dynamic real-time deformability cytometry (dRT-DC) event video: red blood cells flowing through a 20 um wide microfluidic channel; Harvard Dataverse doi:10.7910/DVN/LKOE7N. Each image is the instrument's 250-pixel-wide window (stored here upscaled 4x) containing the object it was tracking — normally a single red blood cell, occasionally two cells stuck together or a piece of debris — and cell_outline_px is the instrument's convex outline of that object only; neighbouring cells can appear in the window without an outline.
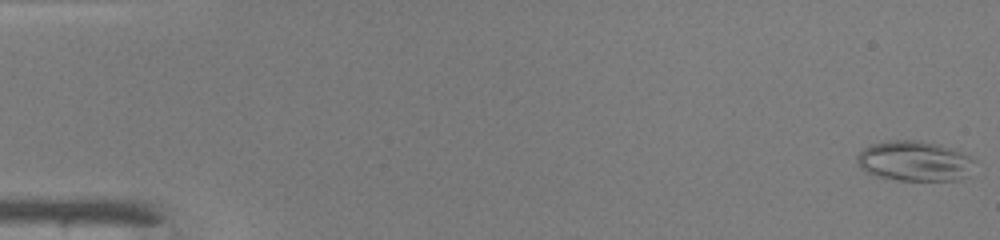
{"species": "common noctule bat (a hibernating species)", "species_latin": "Nyctalus noctula", "temperature_condition": "warm", "stored_images_in_passage": 48, "camera_frame_rate_fps": 3000, "um_per_image_px": 0.085, "animal": {"sex": "male", "body_mass_g": 19.0, "forearm_length_mm": 50.8}, "frame": {"image": 1, "passage_image": 1, "time_ms": 0.0, "image_size_px": [1000, 240], "cell_outline_px": [[976, 160], [968, 176], [960, 180], [900, 180], [880, 176], [868, 172], [860, 168], [856, 160], [856, 156], [868, 144], [888, 140], [916, 140], [940, 144], [952, 148]], "centroid_in_image_um": [77.74, 13.67], "position_along_channel_um": 7.3, "area_um2": 27.57}}
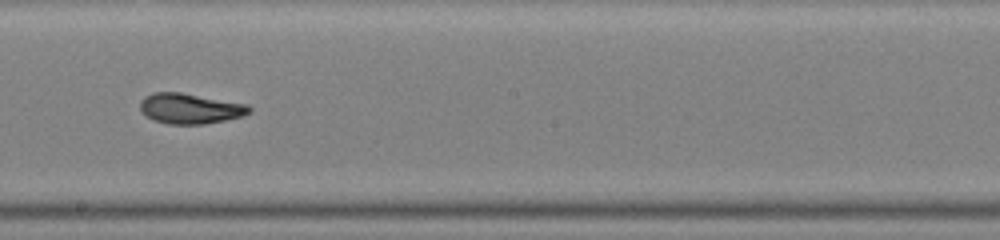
{"frame": {"image": 2, "passage_image": 28, "time_ms": 9.0, "image_size_px": [1000, 240], "cell_outline_px": [[252, 112], [240, 116], [224, 120], [204, 124], [168, 124], [156, 120], [148, 116], [140, 108], [140, 100], [144, 96], [156, 92], [180, 92], [248, 104], [252, 108]], "centroid_in_image_um": [16.18, 9.21], "position_along_channel_um": 232.0, "area_um2": 19.13}}
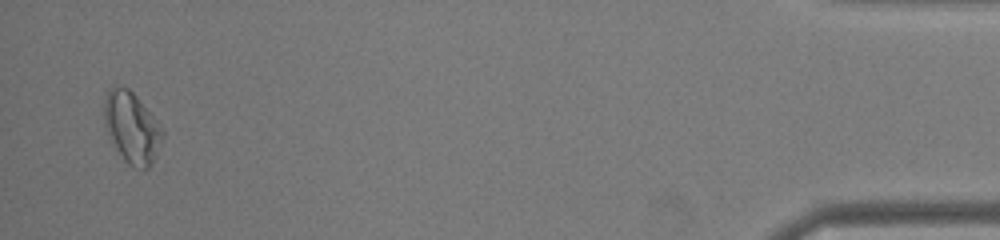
{"frame": {"image": 3, "passage_image": 47, "time_ms": 15.333, "image_size_px": [1000, 240], "cell_outline_px": [[164, 136], [152, 164], [148, 168], [132, 168], [124, 160], [112, 144], [104, 124], [104, 96], [108, 88], [128, 88], [136, 96], [164, 132]], "centroid_in_image_um": [11.17, 10.88], "position_along_channel_um": 424.0, "area_um2": 23.87}, "authors_computed_cell_mechanics": {"area_um2": 20.0855, "velocity_mm_per_s": 4.2724, "shape_relaxation_time_tau1_ms": 2.8852, "shape_relaxation_time_tau2_ms": 3.2525, "deformation_change_tau1": 0.1436, "deformation_change_tau2": 0.1131}}